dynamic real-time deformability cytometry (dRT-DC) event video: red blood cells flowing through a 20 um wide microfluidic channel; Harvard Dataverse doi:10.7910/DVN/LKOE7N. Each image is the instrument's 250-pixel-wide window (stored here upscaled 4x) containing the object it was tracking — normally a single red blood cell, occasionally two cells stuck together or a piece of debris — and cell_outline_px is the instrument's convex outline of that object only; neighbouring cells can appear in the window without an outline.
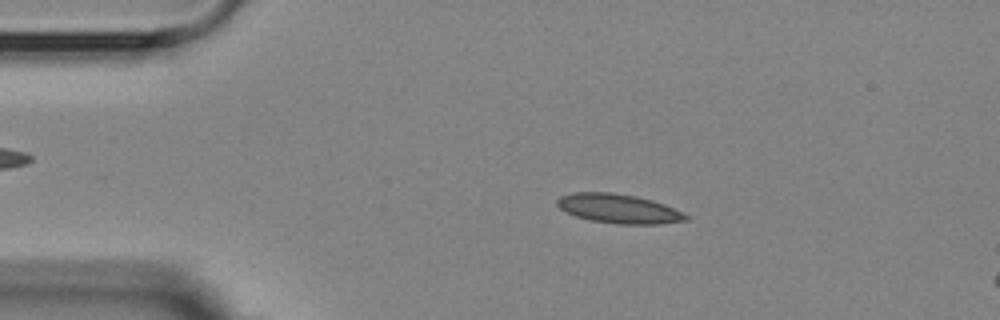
{"species": "Egyptian fruit bat (a non-hibernating species)", "species_latin": "Rousettus aegyptiacus", "temperature_condition": "room temperature", "stored_images_in_passage": 16, "camera_frame_rate_fps": 3000, "um_per_image_px": 0.085, "animal": {"sex": "female"}, "frame": {"image": 1, "passage_image": 10, "time_ms": 3.0, "image_size_px": [1000, 320], "cell_outline_px": [[688, 220], [660, 224], [620, 224], [588, 220], [576, 216], [560, 208], [556, 204], [556, 200], [560, 196], [572, 192], [612, 192], [636, 196], [652, 200], [664, 204], [684, 212], [688, 216]], "centroid_in_image_um": [52.59, 17.73], "position_along_channel_um": 32.4, "area_um2": 22.02}}